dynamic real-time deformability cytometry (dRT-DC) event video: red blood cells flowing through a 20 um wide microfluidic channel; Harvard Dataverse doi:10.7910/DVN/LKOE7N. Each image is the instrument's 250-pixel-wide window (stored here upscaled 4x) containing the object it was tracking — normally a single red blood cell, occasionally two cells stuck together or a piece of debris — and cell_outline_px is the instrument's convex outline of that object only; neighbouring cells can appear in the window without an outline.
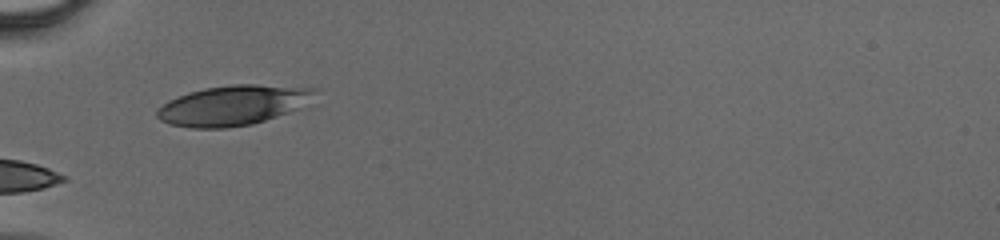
{"species": "human", "species_latin": "Homo sapiens", "temperature_condition": "cold", "stored_images_in_passage": 31, "camera_frame_rate_fps": 3000, "um_per_image_px": 0.085, "donor": {"sex": "male"}, "frame": {"image": 1, "passage_image": 1, "time_ms": 0.0, "image_size_px": [1000, 240], "cell_outline_px": [[316, 88], [304, 108], [252, 124], [228, 128], [192, 128], [172, 124], [160, 120], [156, 116], [156, 112], [164, 104], [180, 96], [204, 88], [232, 84], [256, 84]], "centroid_in_image_um": [19.85, 8.96], "position_along_channel_um": 65.2, "area_um2": 36.41}}